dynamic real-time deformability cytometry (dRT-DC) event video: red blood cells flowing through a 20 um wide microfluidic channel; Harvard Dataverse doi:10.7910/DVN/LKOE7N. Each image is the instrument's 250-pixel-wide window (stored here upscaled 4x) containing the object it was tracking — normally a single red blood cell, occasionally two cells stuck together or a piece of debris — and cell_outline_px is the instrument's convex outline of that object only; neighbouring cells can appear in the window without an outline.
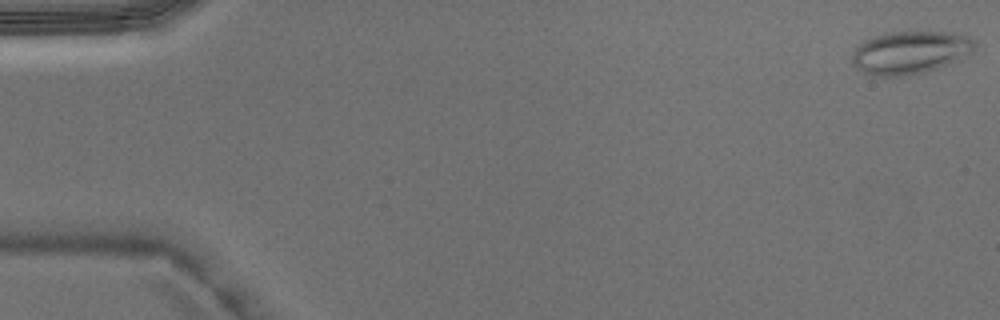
{"species": "Egyptian fruit bat (a non-hibernating species)", "species_latin": "Rousettus aegyptiacus", "temperature_condition": "warm", "stored_images_in_passage": 5, "camera_frame_rate_fps": 3000, "um_per_image_px": 0.085, "animal": {"sex": "male"}, "frame": {"image": 1, "passage_image": 1, "time_ms": 0.0, "image_size_px": [1000, 320], "cell_outline_px": [[976, 48], [972, 52], [948, 64], [924, 72], [900, 76], [876, 76], [864, 72], [856, 68], [852, 64], [852, 52], [864, 40], [884, 32], [916, 28], [928, 28], [968, 36], [976, 40]], "centroid_in_image_um": [77.37, 4.38], "position_along_channel_um": 7.6, "area_um2": 31.67}}